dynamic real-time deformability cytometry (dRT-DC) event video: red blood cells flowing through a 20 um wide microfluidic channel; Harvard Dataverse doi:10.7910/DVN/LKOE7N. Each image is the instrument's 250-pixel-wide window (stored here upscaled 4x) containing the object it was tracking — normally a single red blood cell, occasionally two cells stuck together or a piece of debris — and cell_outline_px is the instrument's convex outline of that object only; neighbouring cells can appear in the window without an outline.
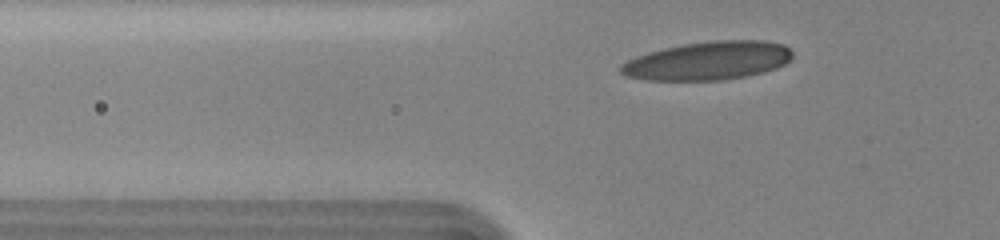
{"species": "human", "species_latin": "Homo sapiens", "temperature_condition": "cold", "stored_images_in_passage": 37, "camera_frame_rate_fps": 3000, "um_per_image_px": 0.085, "donor": {"sex": "female"}, "frame": {"image": 1, "passage_image": 8, "time_ms": 2.333, "image_size_px": [1000, 240], "cell_outline_px": [[792, 56], [784, 64], [776, 68], [764, 72], [748, 76], [724, 80], [648, 80], [624, 76], [616, 68], [620, 64], [636, 56], [648, 52], [664, 48], [684, 44], [712, 40], [764, 40], [784, 44], [792, 52]], "centroid_in_image_um": [60.15, 5.16], "position_along_channel_um": 65.6, "area_um2": 38.73}}
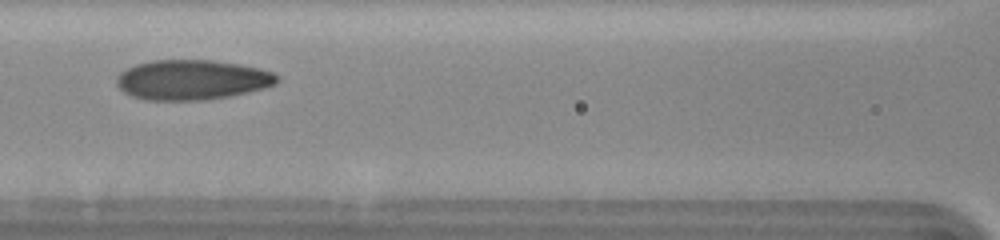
{"frame": {"image": 2, "passage_image": 16, "time_ms": 5.0, "image_size_px": [1000, 240], "cell_outline_px": [[280, 80], [276, 84], [264, 88], [248, 92], [228, 96], [204, 100], [148, 100], [132, 96], [124, 92], [116, 84], [116, 76], [120, 72], [136, 64], [152, 60], [212, 60], [260, 68], [272, 72], [280, 76]], "centroid_in_image_um": [16.32, 6.78], "position_along_channel_um": 150.3, "area_um2": 37.4}}
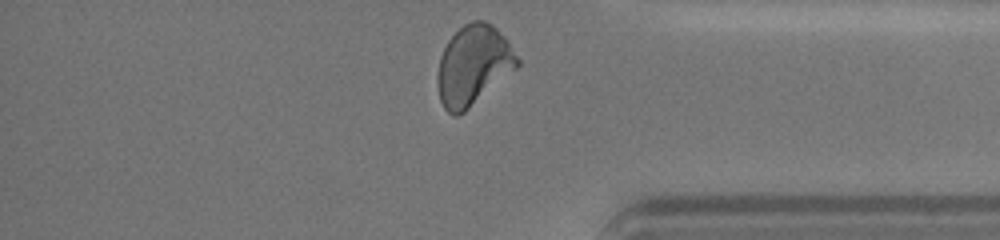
{"frame": {"image": 3, "passage_image": 37, "time_ms": 12.0, "image_size_px": [1000, 240], "cell_outline_px": [[520, 64], [516, 68], [464, 112], [456, 116], [452, 116], [444, 108], [440, 100], [436, 76], [440, 56], [448, 40], [464, 24], [472, 20], [484, 20], [492, 24], [504, 36], [520, 60]], "centroid_in_image_um": [40.21, 5.54], "position_along_channel_um": 395.0, "area_um2": 36.88}, "authors_computed_cell_mechanics": {"area_um2": 36.4718, "velocity_mm_per_s": 3.5813, "shape_relaxation_time_tau1_ms": 5.2978, "shape_relaxation_time_tau2_ms": 1.3915, "deformation_change_tau1": 0.1619, "deformation_change_tau2": 0.0745}}